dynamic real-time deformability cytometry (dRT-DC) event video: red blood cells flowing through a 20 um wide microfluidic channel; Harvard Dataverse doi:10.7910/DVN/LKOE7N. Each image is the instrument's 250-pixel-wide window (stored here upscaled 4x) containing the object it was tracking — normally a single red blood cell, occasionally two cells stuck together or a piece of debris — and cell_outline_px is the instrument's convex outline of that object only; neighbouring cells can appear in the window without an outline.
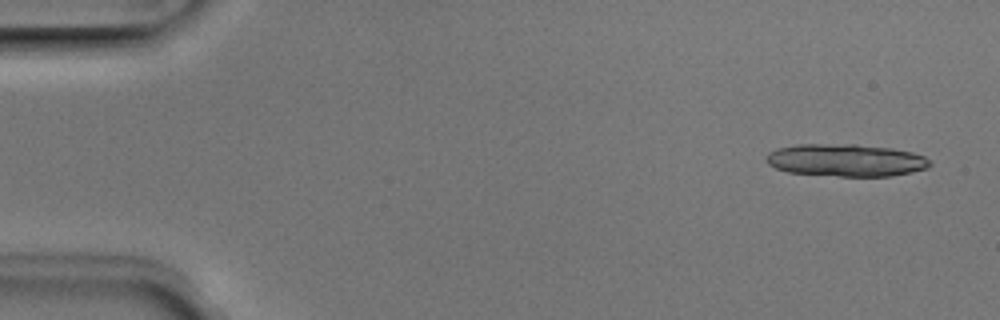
{"species": "Egyptian fruit bat (a non-hibernating species)", "species_latin": "Rousettus aegyptiacus", "temperature_condition": "room temperature", "stored_images_in_passage": 5, "camera_frame_rate_fps": 3000, "um_per_image_px": 0.085, "animal": {"sex": "male"}, "frame": {"image": 1, "passage_image": 1, "time_ms": 0.0, "image_size_px": [1000, 320], "cell_outline_px": [[932, 164], [928, 168], [912, 172], [892, 176], [840, 176], [788, 172], [776, 168], [768, 164], [764, 160], [768, 152], [776, 148], [796, 144], [856, 144], [892, 148], [912, 152], [924, 156]], "centroid_in_image_um": [71.88, 13.61], "position_along_channel_um": 13.1, "area_um2": 31.15}}